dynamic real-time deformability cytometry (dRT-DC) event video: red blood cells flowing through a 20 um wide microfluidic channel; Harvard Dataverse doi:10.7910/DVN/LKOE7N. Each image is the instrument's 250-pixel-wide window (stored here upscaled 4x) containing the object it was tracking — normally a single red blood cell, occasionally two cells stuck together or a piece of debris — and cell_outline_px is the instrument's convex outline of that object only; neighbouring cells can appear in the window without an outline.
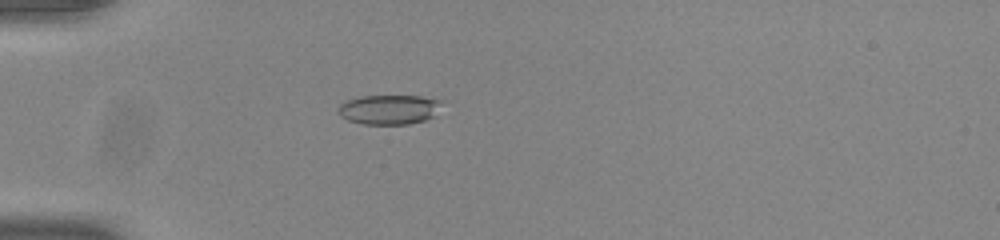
{"species": "common noctule bat (a hibernating species)", "species_latin": "Nyctalus noctula", "temperature_condition": "room temperature", "stored_images_in_passage": 44, "camera_frame_rate_fps": 3000, "um_per_image_px": 0.085, "animal": {"sex": "male", "body_mass_g": 20.0, "forearm_length_mm": 53.3}, "frame": {"image": 1, "passage_image": 6, "time_ms": 1.667, "image_size_px": [1000, 240], "cell_outline_px": [[440, 100], [432, 116], [424, 120], [408, 124], [364, 124], [348, 120], [340, 116], [336, 112], [336, 108], [340, 104], [348, 100], [360, 96], [420, 96]], "centroid_in_image_um": [32.96, 9.31], "position_along_channel_um": 52.0, "area_um2": 17.57}}
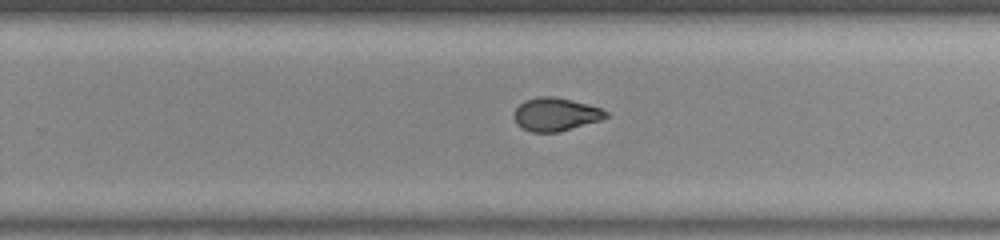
{"frame": {"image": 2, "passage_image": 25, "time_ms": 8.0, "image_size_px": [1000, 240], "cell_outline_px": [[608, 116], [600, 120], [560, 132], [532, 132], [516, 124], [512, 116], [512, 112], [524, 100], [540, 96], [556, 96], [588, 104], [600, 108], [608, 112]], "centroid_in_image_um": [47.2, 9.71], "position_along_channel_um": 282.6, "area_um2": 17.92}}
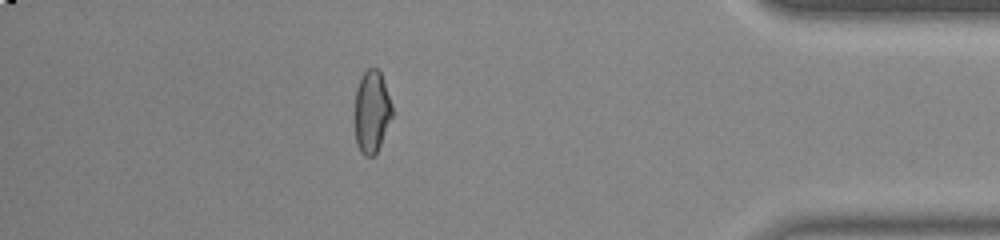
{"frame": {"image": 3, "passage_image": 37, "time_ms": 12.0, "image_size_px": [1000, 240], "cell_outline_px": [[392, 116], [380, 144], [376, 152], [372, 156], [364, 156], [360, 152], [356, 144], [356, 88], [364, 72], [368, 68], [376, 68], [380, 72], [392, 104]], "centroid_in_image_um": [31.6, 9.5], "position_along_channel_um": 403.6, "area_um2": 17.51}}